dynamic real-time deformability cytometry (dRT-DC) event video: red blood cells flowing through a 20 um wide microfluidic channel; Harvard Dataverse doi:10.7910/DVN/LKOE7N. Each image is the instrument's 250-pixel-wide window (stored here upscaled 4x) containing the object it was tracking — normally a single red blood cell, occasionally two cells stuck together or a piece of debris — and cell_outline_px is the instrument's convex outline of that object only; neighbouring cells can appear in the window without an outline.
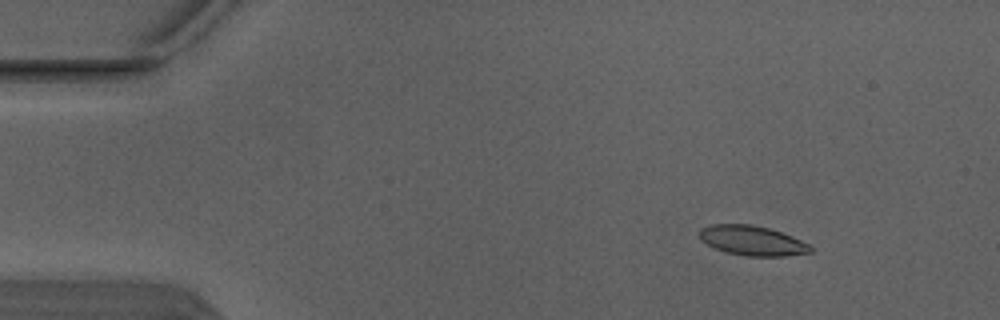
{"species": "Egyptian fruit bat (a non-hibernating species)", "species_latin": "Rousettus aegyptiacus", "temperature_condition": "warm", "stored_images_in_passage": 4, "camera_frame_rate_fps": 3000, "um_per_image_px": 0.085, "animal": {"sex": "male"}, "frame": {"image": 1, "passage_image": 2, "time_ms": 0.333, "image_size_px": [1000, 320], "cell_outline_px": [[812, 252], [784, 256], [748, 256], [728, 252], [716, 248], [700, 240], [696, 232], [700, 228], [712, 224], [752, 224], [768, 228], [792, 236], [812, 244]], "centroid_in_image_um": [63.94, 20.44], "position_along_channel_um": 21.1, "area_um2": 19.36}}
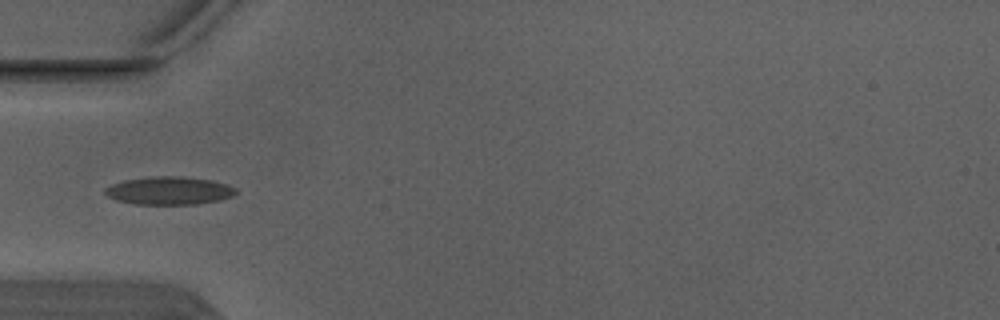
{"frame": {"image": 2, "passage_image": 4, "time_ms": 1.0, "image_size_px": [1000, 320], "cell_outline_px": [[236, 192], [232, 196], [220, 200], [196, 204], [136, 204], [116, 200], [108, 196], [104, 192], [104, 188], [112, 184], [124, 180], [152, 176], [180, 176], [212, 180], [228, 184], [236, 188]], "centroid_in_image_um": [14.38, 16.2], "position_along_channel_um": 70.6, "area_um2": 21.39}}